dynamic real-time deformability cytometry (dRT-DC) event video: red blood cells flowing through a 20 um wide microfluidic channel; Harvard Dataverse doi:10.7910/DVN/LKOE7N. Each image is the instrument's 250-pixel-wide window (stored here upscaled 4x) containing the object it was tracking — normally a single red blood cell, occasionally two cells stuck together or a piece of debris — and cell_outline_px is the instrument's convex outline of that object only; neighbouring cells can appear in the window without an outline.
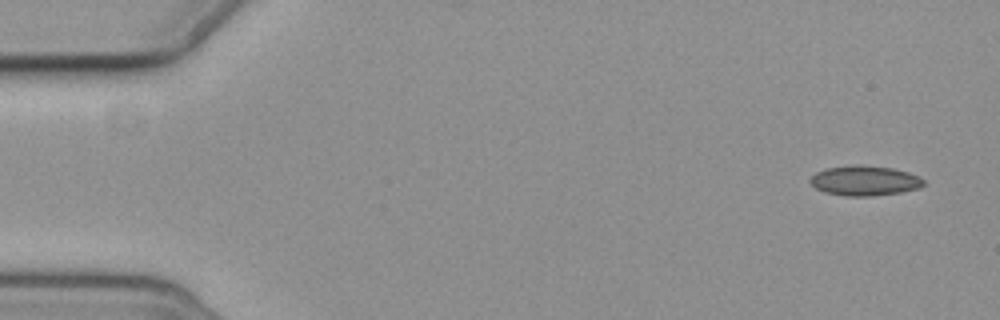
{"species": "common noctule bat (a hibernating species)", "species_latin": "Nyctalus noctula", "temperature_condition": "cold", "stored_images_in_passage": 5, "camera_frame_rate_fps": 3000, "um_per_image_px": 0.085, "animal": {"sex": "female", "body_mass_g": 19.3, "forearm_length_mm": 54.1}, "frame": {"image": 1, "passage_image": 1, "time_ms": 0.0, "image_size_px": [1000, 320], "cell_outline_px": [[924, 184], [920, 188], [900, 192], [872, 196], [848, 196], [824, 192], [816, 188], [808, 180], [816, 172], [824, 168], [852, 164], [860, 164], [892, 168], [908, 172], [924, 180]], "centroid_in_image_um": [73.46, 15.34], "position_along_channel_um": 11.5, "area_um2": 19.88}}
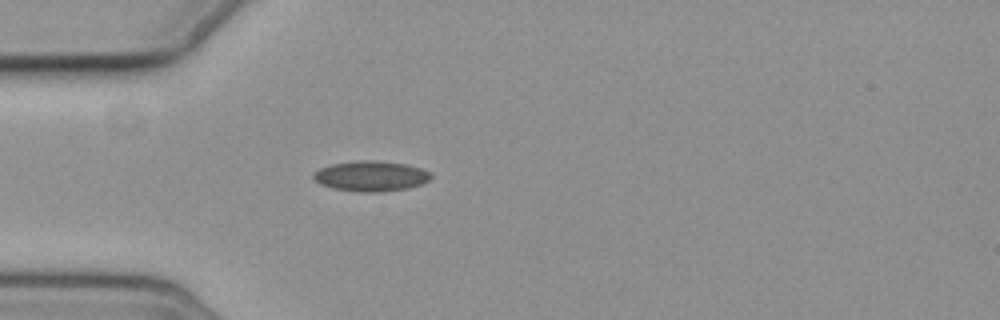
{"frame": {"image": 2, "passage_image": 5, "time_ms": 4.667, "image_size_px": [1000, 320], "cell_outline_px": [[432, 176], [428, 180], [420, 184], [408, 188], [380, 192], [360, 192], [332, 188], [320, 184], [312, 180], [312, 172], [320, 168], [332, 164], [360, 160], [376, 160], [404, 164], [420, 168], [432, 172]], "centroid_in_image_um": [31.49, 14.97], "position_along_channel_um": 53.5, "area_um2": 20.87}}